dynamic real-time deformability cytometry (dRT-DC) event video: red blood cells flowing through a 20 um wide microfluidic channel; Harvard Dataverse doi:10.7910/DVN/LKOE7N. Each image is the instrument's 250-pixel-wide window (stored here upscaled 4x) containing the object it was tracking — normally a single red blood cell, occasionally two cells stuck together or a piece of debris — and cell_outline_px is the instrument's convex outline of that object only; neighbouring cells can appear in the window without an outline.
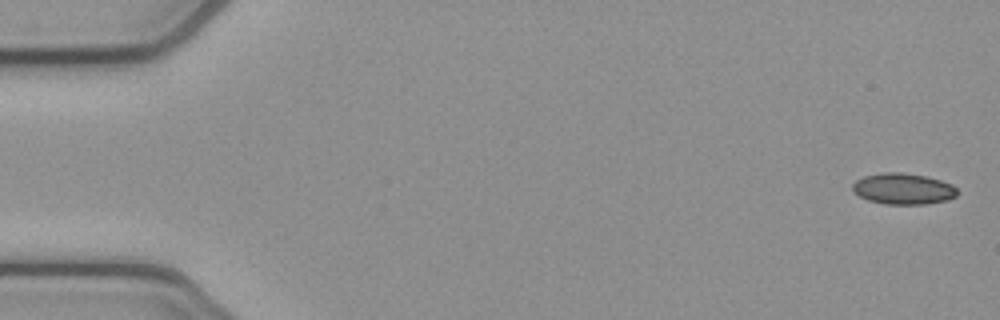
{"species": "common noctule bat (a hibernating species)", "species_latin": "Nyctalus noctula", "temperature_condition": "cold", "stored_images_in_passage": 5, "camera_frame_rate_fps": 3000, "um_per_image_px": 0.085, "animal": {"sex": "female", "body_mass_g": 21.9}, "frame": {"image": 1, "passage_image": 1, "time_ms": 0.0, "image_size_px": [1000, 320], "cell_outline_px": [[956, 196], [948, 200], [924, 204], [888, 204], [868, 200], [860, 196], [852, 188], [852, 184], [856, 180], [864, 176], [884, 172], [900, 172], [928, 176], [952, 184], [956, 188]], "centroid_in_image_um": [76.78, 16.04], "position_along_channel_um": 8.2, "area_um2": 18.9}}
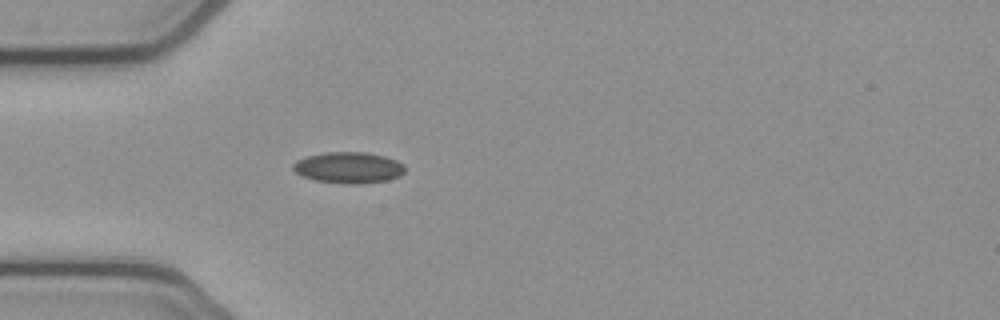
{"frame": {"image": 2, "passage_image": 5, "time_ms": 1.333, "image_size_px": [1000, 320], "cell_outline_px": [[404, 172], [400, 176], [388, 180], [360, 184], [344, 184], [316, 180], [300, 176], [292, 168], [292, 164], [296, 160], [308, 156], [328, 152], [368, 152], [384, 156], [396, 160], [404, 164]], "centroid_in_image_um": [29.63, 14.25], "position_along_channel_um": 55.4, "area_um2": 20.46}}